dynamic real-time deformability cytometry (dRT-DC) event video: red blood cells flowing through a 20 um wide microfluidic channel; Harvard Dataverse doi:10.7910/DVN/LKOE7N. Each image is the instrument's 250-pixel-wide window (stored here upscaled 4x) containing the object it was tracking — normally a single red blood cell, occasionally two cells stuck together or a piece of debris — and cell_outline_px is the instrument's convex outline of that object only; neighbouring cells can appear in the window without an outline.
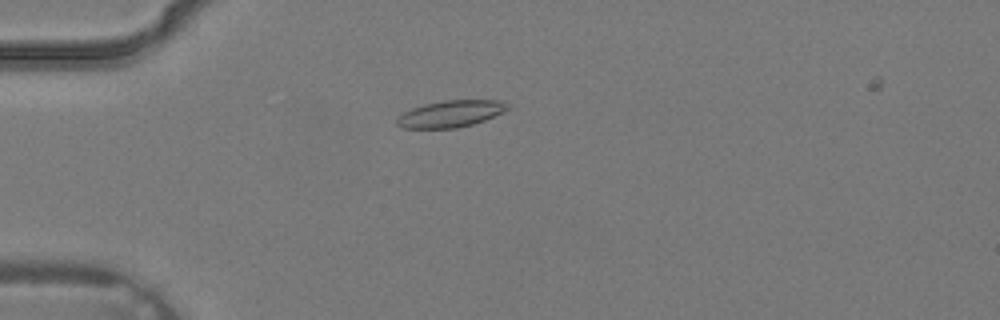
{"species": "common noctule bat (a hibernating species)", "species_latin": "Nyctalus noctula", "temperature_condition": "warm", "stored_images_in_passage": 3, "camera_frame_rate_fps": 3000, "um_per_image_px": 0.085, "animal": {"sex": "male", "body_mass_g": 19.2, "forearm_length_mm": 51.8}, "frame": {"image": 1, "passage_image": 3, "time_ms": 0.667, "image_size_px": [1000, 320], "cell_outline_px": [[512, 108], [504, 112], [484, 120], [472, 124], [456, 128], [404, 128], [396, 124], [396, 120], [404, 112], [412, 108], [424, 104], [444, 100], [496, 100], [512, 104]], "centroid_in_image_um": [38.36, 9.66], "position_along_channel_um": 46.6, "area_um2": 17.28}}